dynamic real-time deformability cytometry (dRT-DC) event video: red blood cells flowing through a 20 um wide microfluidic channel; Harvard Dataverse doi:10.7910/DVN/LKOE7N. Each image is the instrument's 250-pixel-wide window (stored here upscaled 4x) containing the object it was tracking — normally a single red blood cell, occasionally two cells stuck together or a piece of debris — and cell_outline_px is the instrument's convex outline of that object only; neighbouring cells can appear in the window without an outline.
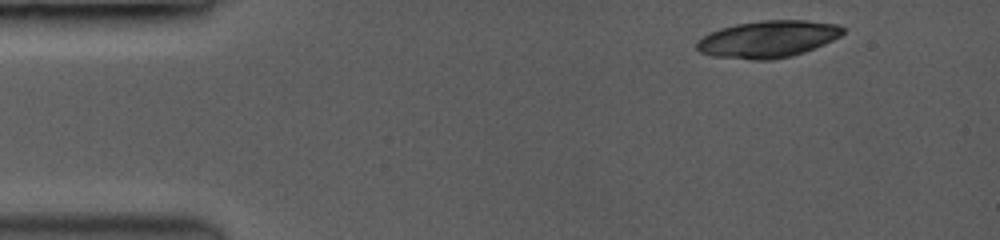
{"species": "common noctule bat (a hibernating species)", "species_latin": "Nyctalus noctula", "temperature_condition": "room temperature", "stored_images_in_passage": 49, "camera_frame_rate_fps": 3500, "um_per_image_px": 0.085, "animal": {"sex": "female", "body_mass_g": 19.0, "forearm_length_mm": 53.3}, "frame": {"image": 1, "passage_image": 1, "time_ms": 0.0, "image_size_px": [1000, 240], "cell_outline_px": [[844, 32], [840, 36], [832, 40], [804, 52], [788, 56], [768, 60], [756, 60], [712, 56], [700, 52], [696, 48], [696, 44], [704, 36], [720, 28], [736, 24], [764, 20], [804, 20], [836, 24], [844, 28]], "centroid_in_image_um": [65.27, 3.32], "position_along_channel_um": 19.7, "area_um2": 31.04}}